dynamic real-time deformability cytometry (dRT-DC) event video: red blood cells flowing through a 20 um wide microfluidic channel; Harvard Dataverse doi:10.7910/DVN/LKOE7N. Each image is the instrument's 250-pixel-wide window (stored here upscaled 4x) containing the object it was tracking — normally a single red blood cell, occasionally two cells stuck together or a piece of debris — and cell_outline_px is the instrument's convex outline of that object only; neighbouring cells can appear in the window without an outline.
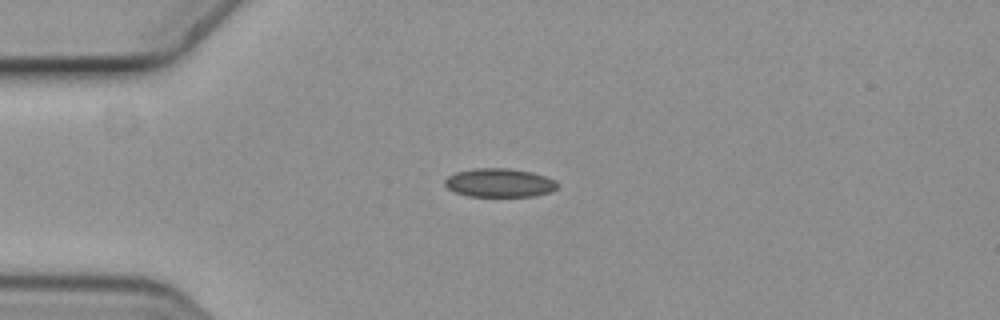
{"species": "common noctule bat (a hibernating species)", "species_latin": "Nyctalus noctula", "temperature_condition": "cold", "stored_images_in_passage": 1, "camera_frame_rate_fps": 3000, "um_per_image_px": 0.085, "animal": {"sex": "female", "body_mass_g": 19.3, "forearm_length_mm": 54.1}, "frame": {"image": 1, "passage_image": 1, "time_ms": 0.0, "image_size_px": [1000, 320], "cell_outline_px": [[560, 184], [556, 188], [548, 192], [532, 196], [468, 196], [456, 192], [448, 188], [444, 184], [444, 180], [448, 176], [456, 172], [472, 168], [512, 168], [532, 172], [556, 180]], "centroid_in_image_um": [42.45, 15.52], "position_along_channel_um": 42.6, "area_um2": 18.84}}